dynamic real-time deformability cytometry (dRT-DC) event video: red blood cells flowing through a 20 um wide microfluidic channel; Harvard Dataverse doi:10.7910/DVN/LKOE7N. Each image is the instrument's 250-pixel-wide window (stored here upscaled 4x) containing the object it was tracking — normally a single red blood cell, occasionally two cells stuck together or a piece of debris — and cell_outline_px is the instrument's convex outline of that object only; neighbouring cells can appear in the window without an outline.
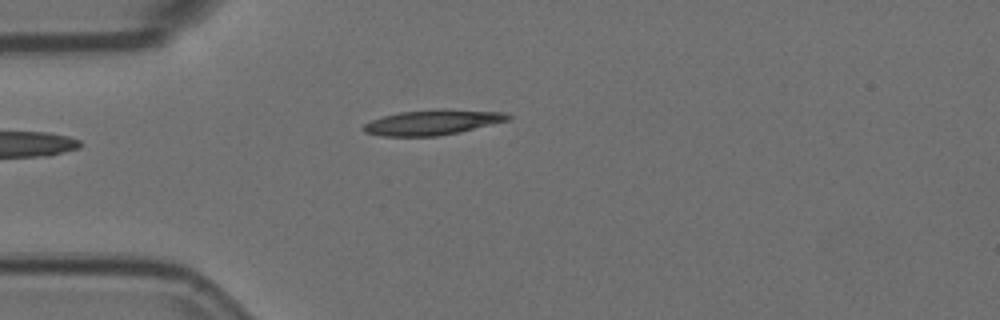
{"species": "Egyptian fruit bat (a non-hibernating species)", "species_latin": "Rousettus aegyptiacus", "temperature_condition": "room temperature", "stored_images_in_passage": 6, "camera_frame_rate_fps": 3000, "um_per_image_px": 0.085, "animal": {"sex": "female"}, "frame": {"image": 1, "passage_image": 5, "time_ms": 1.333, "image_size_px": [1000, 320], "cell_outline_px": [[512, 116], [508, 120], [460, 132], [440, 136], [380, 136], [364, 132], [360, 128], [364, 124], [372, 120], [384, 116], [400, 112], [504, 112]], "centroid_in_image_um": [36.65, 10.47], "position_along_channel_um": 48.4, "area_um2": 19.83}}